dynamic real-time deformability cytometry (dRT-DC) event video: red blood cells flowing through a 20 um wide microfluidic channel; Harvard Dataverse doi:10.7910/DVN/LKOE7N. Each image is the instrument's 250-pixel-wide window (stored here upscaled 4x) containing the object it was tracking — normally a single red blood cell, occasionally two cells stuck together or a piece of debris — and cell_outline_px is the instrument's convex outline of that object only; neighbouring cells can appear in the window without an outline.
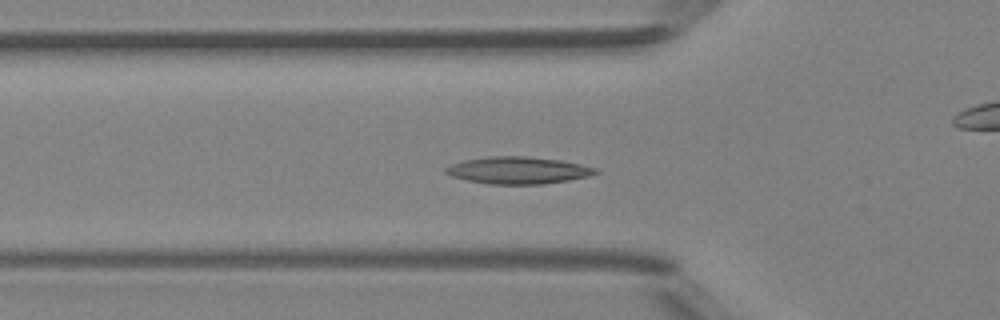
{"species": "Egyptian fruit bat (a non-hibernating species)", "species_latin": "Rousettus aegyptiacus", "temperature_condition": "room temperature", "stored_images_in_passage": 49, "camera_frame_rate_fps": 3000, "um_per_image_px": 0.085, "animal": {"sex": "female"}, "frame": {"image": 1, "passage_image": 16, "time_ms": 5.0, "image_size_px": [1000, 320], "cell_outline_px": [[600, 172], [588, 176], [568, 180], [544, 184], [488, 184], [468, 180], [452, 176], [444, 172], [444, 168], [452, 164], [464, 160], [488, 156], [528, 156], [560, 160], [580, 164], [596, 168]], "centroid_in_image_um": [44.03, 14.47], "position_along_channel_um": 81.8, "area_um2": 23.58}}
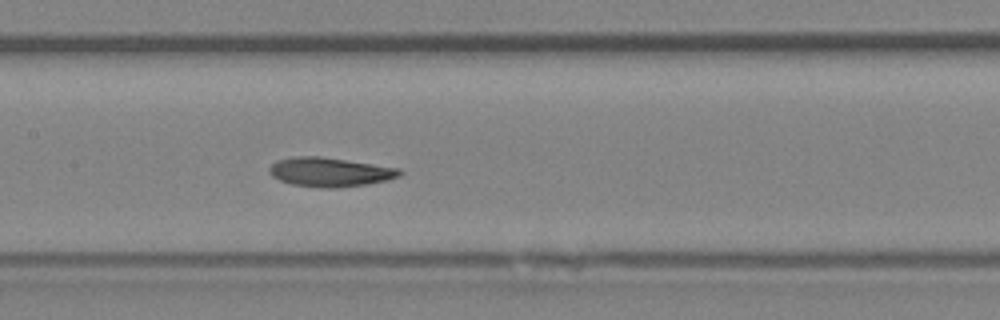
{"frame": {"image": 2, "passage_image": 23, "time_ms": 7.333, "image_size_px": [1000, 320], "cell_outline_px": [[404, 172], [400, 176], [388, 180], [368, 184], [336, 188], [320, 188], [292, 184], [280, 180], [272, 176], [268, 172], [268, 168], [272, 164], [280, 160], [292, 156], [320, 156], [400, 168]], "centroid_in_image_um": [28.06, 14.63], "position_along_channel_um": 179.3, "area_um2": 22.25}}
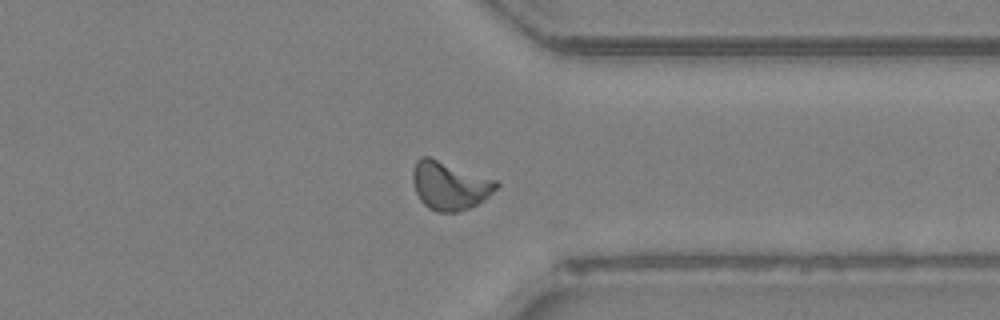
{"frame": {"image": 3, "passage_image": 37, "time_ms": 12.0, "image_size_px": [1000, 320], "cell_outline_px": [[500, 184], [484, 200], [468, 208], [456, 212], [440, 212], [428, 208], [420, 200], [416, 192], [412, 180], [412, 168], [416, 160], [420, 156], [428, 156], [496, 180]], "centroid_in_image_um": [38.18, 15.76], "position_along_channel_um": 373.2, "area_um2": 23.41}, "authors_computed_cell_mechanics": {"area_um2": 22.253, "velocity_mm_per_s": 4.1991, "shape_relaxation_time_tau1_ms": null, "shape_relaxation_time_tau2_ms": 2.7553, "deformation_change_tau1": null, "deformation_change_tau2": 0.0919}}